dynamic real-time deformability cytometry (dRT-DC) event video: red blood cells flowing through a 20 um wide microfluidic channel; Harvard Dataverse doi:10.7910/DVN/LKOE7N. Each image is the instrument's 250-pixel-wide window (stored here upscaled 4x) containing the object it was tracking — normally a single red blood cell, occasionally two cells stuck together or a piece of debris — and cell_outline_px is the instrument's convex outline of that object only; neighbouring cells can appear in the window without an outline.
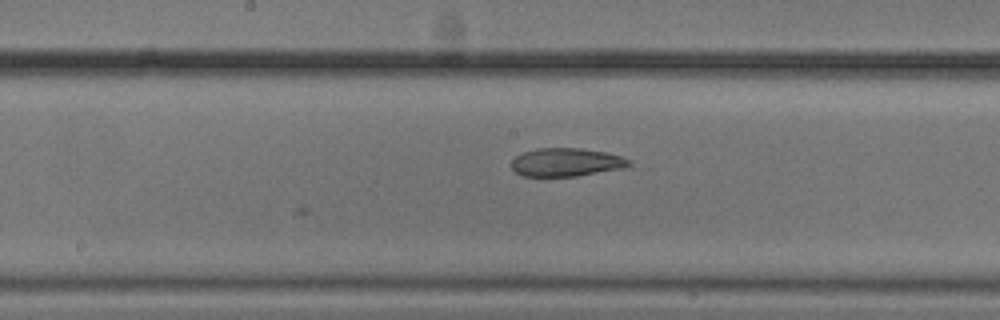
{"species": "common noctule bat (a hibernating species)", "species_latin": "Nyctalus noctula", "temperature_condition": "cold", "stored_images_in_passage": 13, "camera_frame_rate_fps": 3000, "um_per_image_px": 0.085, "animal": {"sex": "male", "body_mass_g": 20.5, "forearm_length_mm": 52.5}, "frame": {"image": 1, "passage_image": 13, "time_ms": 4.0, "image_size_px": [1000, 320], "cell_outline_px": [[632, 168], [576, 176], [524, 176], [516, 172], [512, 168], [512, 160], [516, 156], [524, 152], [536, 148], [580, 148], [604, 152], [620, 156], [632, 160]], "centroid_in_image_um": [48.22, 13.8], "position_along_channel_um": 200.0, "area_um2": 19.65}}